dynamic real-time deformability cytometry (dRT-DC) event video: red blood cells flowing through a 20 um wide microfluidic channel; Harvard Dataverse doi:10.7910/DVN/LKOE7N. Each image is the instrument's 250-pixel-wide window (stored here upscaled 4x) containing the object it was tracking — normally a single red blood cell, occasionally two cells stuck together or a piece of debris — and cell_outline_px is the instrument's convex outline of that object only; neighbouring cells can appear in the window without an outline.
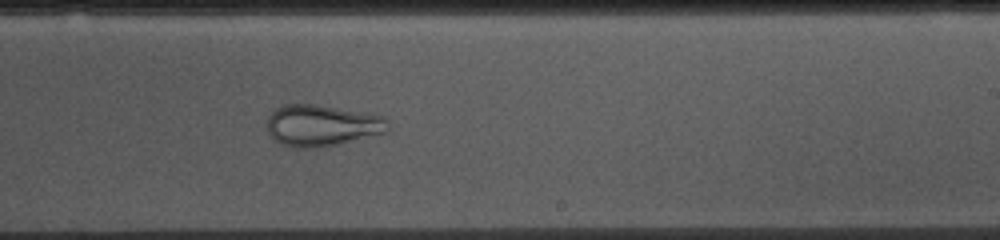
{"species": "common noctule bat (a hibernating species)", "species_latin": "Nyctalus noctula", "temperature_condition": "cold", "stored_images_in_passage": 53, "camera_frame_rate_fps": 3000, "um_per_image_px": 0.085, "animal": {"sex": "female", "body_mass_g": 10.0, "forearm_length_mm": 53.1}, "frame": {"image": 1, "passage_image": 31, "time_ms": 10.0, "image_size_px": [1000, 240], "cell_outline_px": [[388, 132], [336, 144], [312, 148], [292, 148], [280, 144], [268, 132], [268, 116], [276, 108], [284, 104], [312, 104], [384, 116], [388, 120]], "centroid_in_image_um": [27.34, 10.67], "position_along_channel_um": 261.7, "area_um2": 28.9}}
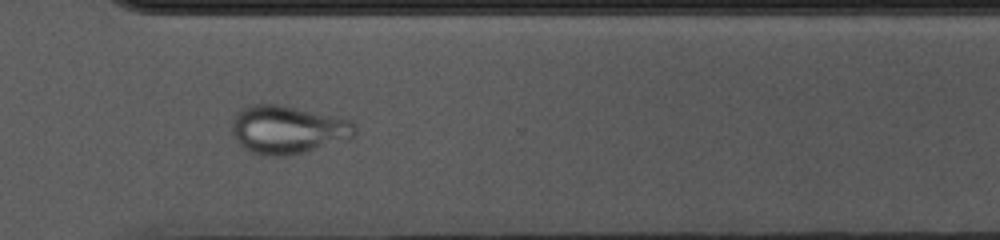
{"frame": {"image": 2, "passage_image": 38, "time_ms": 12.333, "image_size_px": [1000, 240], "cell_outline_px": [[356, 132], [352, 136], [300, 152], [280, 156], [268, 156], [252, 152], [244, 148], [232, 136], [232, 124], [236, 112], [252, 104], [280, 104], [336, 116], [352, 120], [356, 128]], "centroid_in_image_um": [24.39, 10.98], "position_along_channel_um": 346.2, "area_um2": 33.87}}
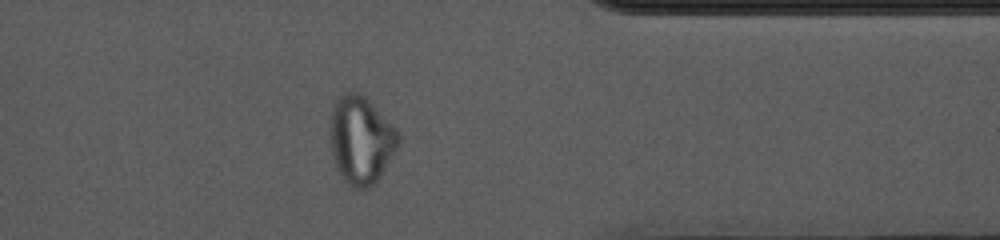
{"frame": {"image": 3, "passage_image": 42, "time_ms": 13.667, "image_size_px": [1000, 240], "cell_outline_px": [[400, 140], [376, 184], [372, 188], [356, 188], [348, 184], [344, 180], [336, 168], [332, 152], [328, 128], [332, 108], [336, 100], [344, 92], [360, 92], [400, 132]], "centroid_in_image_um": [30.66, 11.9], "position_along_channel_um": 380.7, "area_um2": 34.97}}